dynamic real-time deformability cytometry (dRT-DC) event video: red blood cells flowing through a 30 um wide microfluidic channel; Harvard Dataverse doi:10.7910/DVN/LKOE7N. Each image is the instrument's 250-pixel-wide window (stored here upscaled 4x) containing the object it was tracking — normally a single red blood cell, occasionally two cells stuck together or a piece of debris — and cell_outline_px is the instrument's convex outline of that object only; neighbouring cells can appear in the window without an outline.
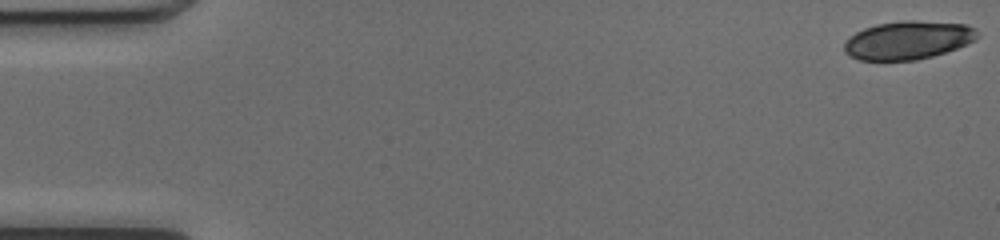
{"species": "common noctule bat (a hibernating species)", "species_latin": "Nyctalus noctula", "temperature_condition": "cold", "stored_images_in_passage": 18, "camera_frame_rate_fps": 3000, "um_per_image_px": 0.085, "animal": {"sex": "female", "body_mass_g": 17.0, "forearm_length_mm": 48.0}, "frame": {"image": 1, "passage_image": 1, "time_ms": 0.0, "image_size_px": [1000, 240], "cell_outline_px": [[980, 36], [976, 40], [968, 44], [932, 56], [916, 60], [860, 60], [848, 56], [844, 52], [844, 44], [856, 32], [864, 28], [876, 24], [900, 20], [916, 20], [964, 24], [976, 28], [980, 32]], "centroid_in_image_um": [77.21, 3.4], "position_along_channel_um": 7.8, "area_um2": 29.94}}